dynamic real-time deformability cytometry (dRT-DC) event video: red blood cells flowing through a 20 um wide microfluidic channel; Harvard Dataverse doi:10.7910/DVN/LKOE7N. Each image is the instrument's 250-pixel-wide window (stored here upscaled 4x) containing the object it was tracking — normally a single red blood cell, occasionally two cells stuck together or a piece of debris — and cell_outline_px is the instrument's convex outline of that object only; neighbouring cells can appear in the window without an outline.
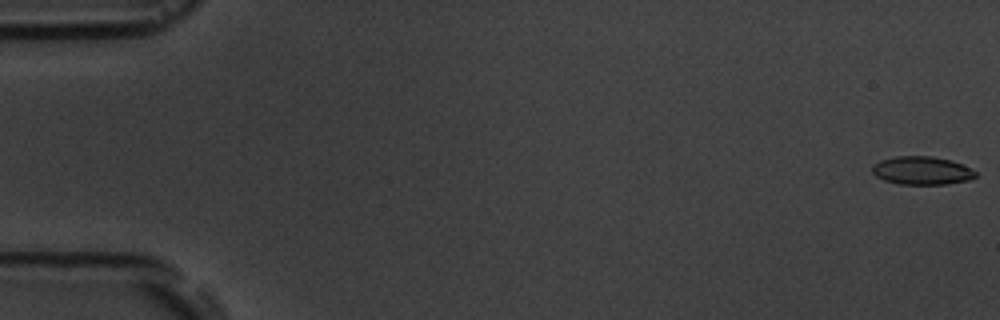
{"species": "common noctule bat (a hibernating species)", "species_latin": "Nyctalus noctula", "temperature_condition": "room temperature", "stored_images_in_passage": 6, "camera_frame_rate_fps": 3000, "um_per_image_px": 0.085, "animal": {"sex": "male", "body_mass_g": 19.5, "forearm_length_mm": 54.6}, "frame": {"image": 1, "passage_image": 1, "time_ms": 0.0, "image_size_px": [1000, 320], "cell_outline_px": [[976, 176], [968, 180], [948, 184], [896, 184], [884, 180], [876, 176], [872, 172], [872, 164], [880, 160], [896, 156], [932, 156], [952, 160], [972, 168], [976, 172]], "centroid_in_image_um": [78.35, 14.49], "position_along_channel_um": 6.6, "area_um2": 17.17}}
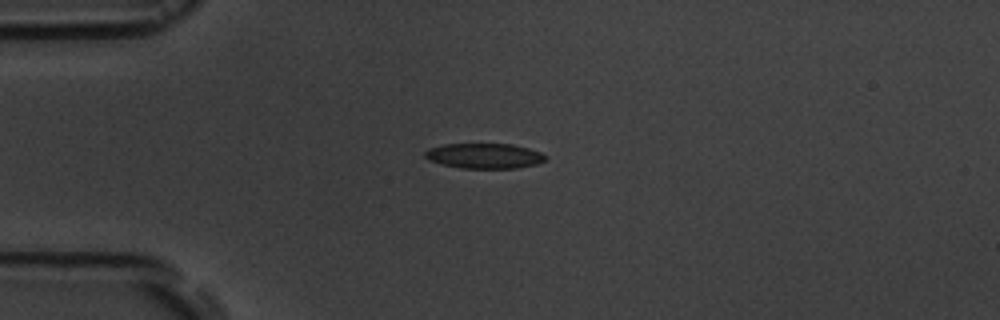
{"frame": {"image": 2, "passage_image": 5, "time_ms": 4.667, "image_size_px": [1000, 320], "cell_outline_px": [[548, 156], [544, 160], [536, 164], [516, 168], [460, 168], [440, 164], [428, 160], [424, 156], [424, 152], [428, 148], [444, 144], [512, 144], [528, 148], [540, 152]], "centroid_in_image_um": [41.13, 13.25], "position_along_channel_um": 43.9, "area_um2": 17.74}}